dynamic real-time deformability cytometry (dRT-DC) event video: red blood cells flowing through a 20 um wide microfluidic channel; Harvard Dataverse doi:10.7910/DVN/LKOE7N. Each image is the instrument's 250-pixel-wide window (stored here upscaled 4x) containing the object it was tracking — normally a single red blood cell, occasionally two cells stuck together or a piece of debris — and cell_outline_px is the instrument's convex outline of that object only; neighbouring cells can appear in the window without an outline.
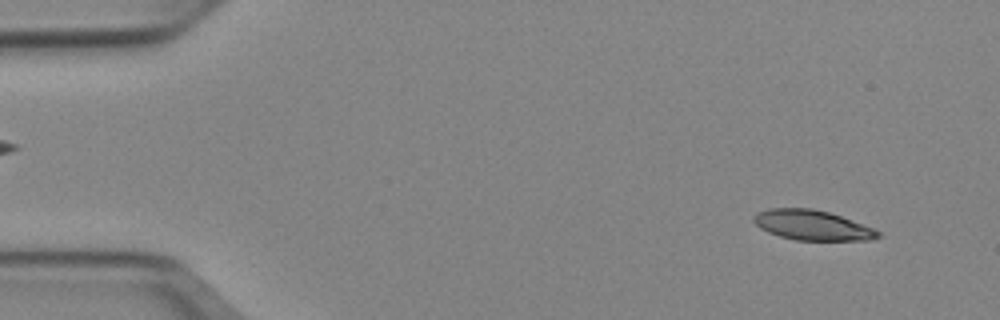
{"species": "Egyptian fruit bat (a non-hibernating species)", "species_latin": "Rousettus aegyptiacus", "temperature_condition": "cold", "stored_images_in_passage": 11, "camera_frame_rate_fps": 3000, "um_per_image_px": 0.085, "animal": {"sex": "female"}, "frame": {"image": 1, "passage_image": 4, "time_ms": 1.0, "image_size_px": [1000, 320], "cell_outline_px": [[880, 236], [868, 240], [796, 240], [780, 236], [768, 232], [760, 228], [752, 220], [752, 216], [756, 212], [768, 208], [812, 208], [828, 212], [840, 216], [872, 228], [880, 232]], "centroid_in_image_um": [68.97, 19.13], "position_along_channel_um": 16.0, "area_um2": 21.56}}